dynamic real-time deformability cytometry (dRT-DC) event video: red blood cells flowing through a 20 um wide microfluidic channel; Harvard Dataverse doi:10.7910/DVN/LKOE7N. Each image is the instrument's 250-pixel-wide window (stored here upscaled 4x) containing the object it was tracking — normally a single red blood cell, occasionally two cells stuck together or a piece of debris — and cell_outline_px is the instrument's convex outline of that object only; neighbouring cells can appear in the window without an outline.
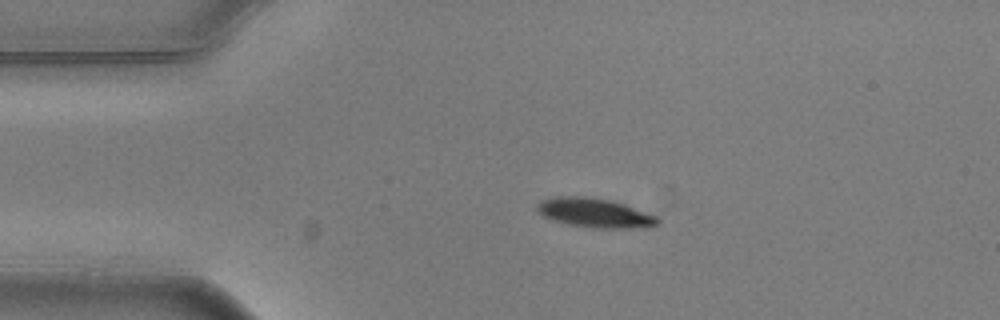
{"species": "common noctule bat (a hibernating species)", "species_latin": "Nyctalus noctula", "temperature_condition": "warm", "stored_images_in_passage": 4, "camera_frame_rate_fps": 3000, "um_per_image_px": 0.085, "animal": {"sex": "male", "body_mass_g": 20.5, "forearm_length_mm": 52.5}, "frame": {"image": 1, "passage_image": 3, "time_ms": 0.667, "image_size_px": [1000, 320], "cell_outline_px": [[660, 224], [648, 228], [596, 228], [568, 224], [544, 216], [536, 208], [536, 204], [540, 200], [556, 196], [584, 196], [612, 200], [624, 204], [656, 216], [660, 220]], "centroid_in_image_um": [50.59, 18.09], "position_along_channel_um": 34.4, "area_um2": 20.58}}